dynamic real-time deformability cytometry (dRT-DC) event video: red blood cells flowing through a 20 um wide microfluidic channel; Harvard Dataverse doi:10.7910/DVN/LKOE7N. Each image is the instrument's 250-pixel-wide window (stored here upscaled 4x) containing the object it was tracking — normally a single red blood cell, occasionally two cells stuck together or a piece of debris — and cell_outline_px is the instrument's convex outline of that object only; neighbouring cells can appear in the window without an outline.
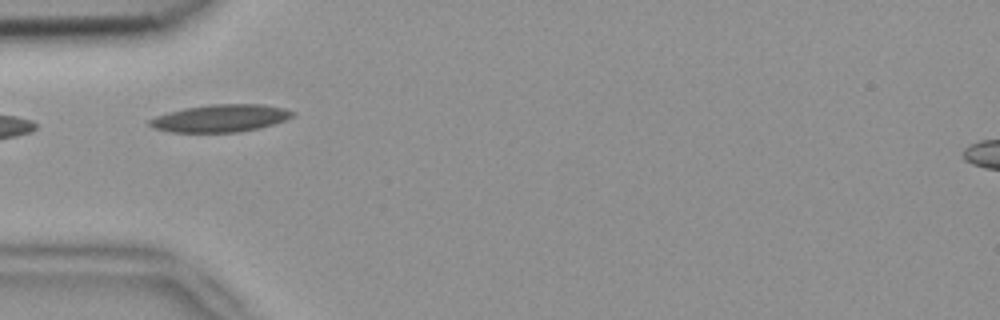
{"species": "common noctule bat (a hibernating species)", "species_latin": "Nyctalus noctula", "temperature_condition": "room temperature", "stored_images_in_passage": 4, "camera_frame_rate_fps": 3000, "um_per_image_px": 0.085, "animal": {"sex": "female", "body_mass_g": 18.4}, "frame": {"image": 1, "passage_image": 1, "time_ms": 0.0, "image_size_px": [1000, 320], "cell_outline_px": [[296, 112], [292, 116], [284, 120], [260, 128], [240, 132], [168, 132], [152, 128], [148, 124], [148, 120], [156, 116], [168, 112], [184, 108], [208, 104], [260, 104], [284, 108]], "centroid_in_image_um": [18.7, 10.05], "position_along_channel_um": 66.3, "area_um2": 22.95}}
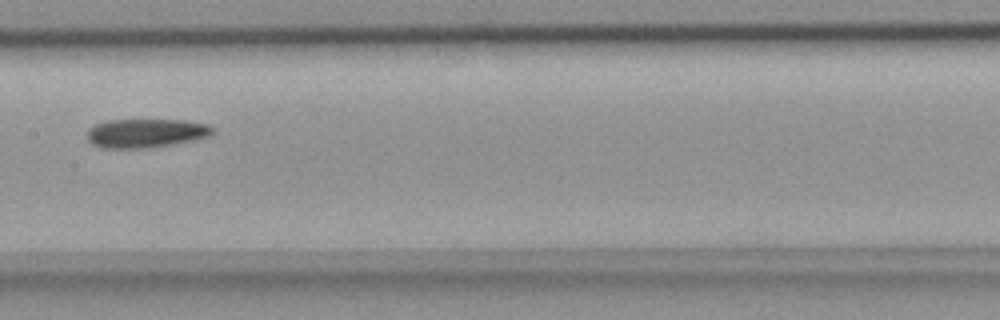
{"frame": {"image": 2, "passage_image": 4, "time_ms": 1.0, "image_size_px": [1000, 320], "cell_outline_px": [[212, 132], [208, 136], [196, 140], [152, 148], [100, 148], [92, 144], [88, 140], [88, 128], [96, 124], [108, 120], [184, 120], [208, 124], [212, 128]], "centroid_in_image_um": [12.38, 11.33], "position_along_channel_um": 195.0, "area_um2": 21.21}}